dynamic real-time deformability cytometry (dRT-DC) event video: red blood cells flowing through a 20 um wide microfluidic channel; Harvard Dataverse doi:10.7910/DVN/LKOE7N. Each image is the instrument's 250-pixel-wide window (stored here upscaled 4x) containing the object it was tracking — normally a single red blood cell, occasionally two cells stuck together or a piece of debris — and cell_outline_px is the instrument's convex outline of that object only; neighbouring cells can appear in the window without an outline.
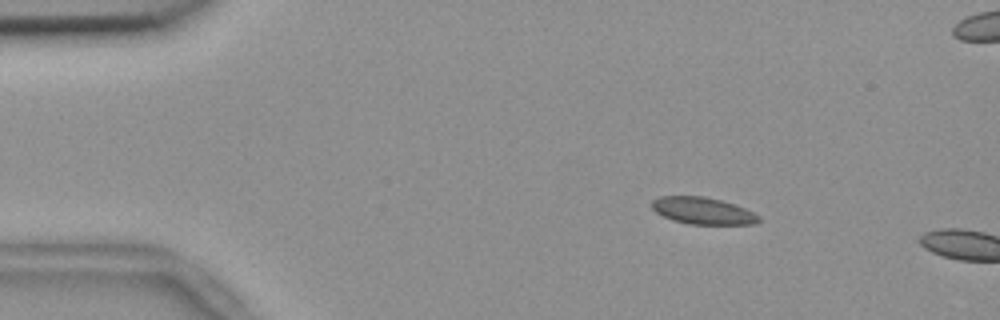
{"species": "common noctule bat (a hibernating species)", "species_latin": "Nyctalus noctula", "temperature_condition": "room temperature", "stored_images_in_passage": 9, "camera_frame_rate_fps": 3000, "um_per_image_px": 0.085, "animal": {"sex": "female", "body_mass_g": 18.4}, "frame": {"image": 1, "passage_image": 6, "time_ms": 1.667, "image_size_px": [1000, 320], "cell_outline_px": [[760, 220], [756, 224], [688, 224], [672, 220], [656, 212], [652, 208], [652, 200], [660, 196], [704, 196], [720, 200], [744, 208], [760, 216]], "centroid_in_image_um": [59.72, 17.92], "position_along_channel_um": 25.3, "area_um2": 16.65}}